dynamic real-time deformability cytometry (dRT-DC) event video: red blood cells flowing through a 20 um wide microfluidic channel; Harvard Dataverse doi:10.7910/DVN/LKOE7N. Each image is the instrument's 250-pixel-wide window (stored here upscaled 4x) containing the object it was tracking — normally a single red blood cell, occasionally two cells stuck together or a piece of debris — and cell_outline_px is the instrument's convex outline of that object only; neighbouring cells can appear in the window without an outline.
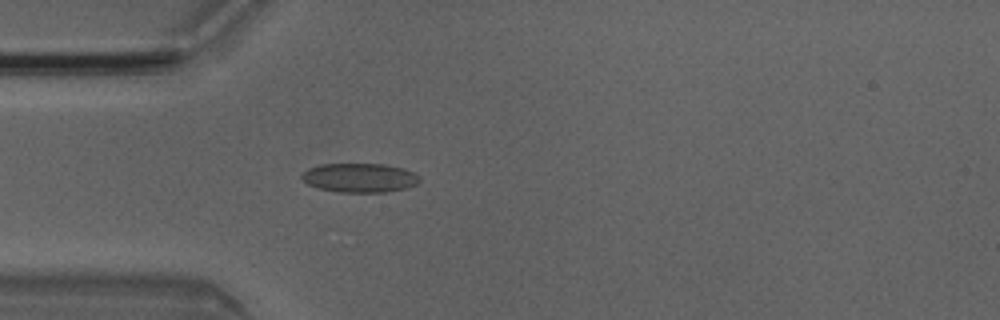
{"species": "Egyptian fruit bat (a non-hibernating species)", "species_latin": "Rousettus aegyptiacus", "temperature_condition": "room temperature", "stored_images_in_passage": 3, "camera_frame_rate_fps": 3000, "um_per_image_px": 0.085, "animal": {"sex": "male"}, "frame": {"image": 1, "passage_image": 3, "time_ms": 0.667, "image_size_px": [1000, 320], "cell_outline_px": [[420, 180], [416, 184], [408, 188], [388, 192], [340, 192], [320, 188], [308, 184], [300, 176], [308, 168], [320, 164], [384, 164], [404, 168], [420, 176]], "centroid_in_image_um": [30.6, 15.11], "position_along_channel_um": 54.4, "area_um2": 20.0}}